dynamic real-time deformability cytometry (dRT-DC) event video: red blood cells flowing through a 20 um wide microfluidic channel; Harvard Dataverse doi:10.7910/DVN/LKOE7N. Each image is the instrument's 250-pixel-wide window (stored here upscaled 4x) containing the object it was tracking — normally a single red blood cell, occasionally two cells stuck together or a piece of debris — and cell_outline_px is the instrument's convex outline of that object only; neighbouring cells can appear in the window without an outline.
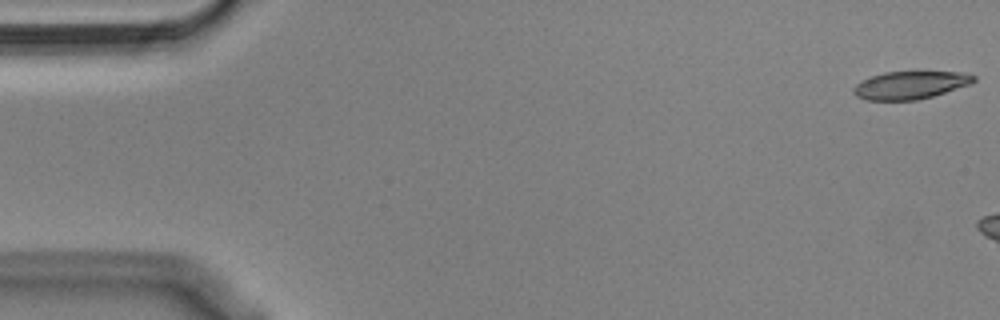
{"species": "Egyptian fruit bat (a non-hibernating species)", "species_latin": "Rousettus aegyptiacus", "temperature_condition": "cold", "stored_images_in_passage": 6, "camera_frame_rate_fps": 3000, "um_per_image_px": 0.085, "animal": {"sex": "male"}, "frame": {"image": 1, "passage_image": 1, "time_ms": 0.0, "image_size_px": [1000, 320], "cell_outline_px": [[976, 80], [972, 84], [932, 96], [916, 100], [864, 100], [856, 96], [852, 92], [852, 88], [856, 84], [872, 76], [884, 72], [960, 72], [976, 76]], "centroid_in_image_um": [77.37, 7.24], "position_along_channel_um": 7.6, "area_um2": 19.42}}